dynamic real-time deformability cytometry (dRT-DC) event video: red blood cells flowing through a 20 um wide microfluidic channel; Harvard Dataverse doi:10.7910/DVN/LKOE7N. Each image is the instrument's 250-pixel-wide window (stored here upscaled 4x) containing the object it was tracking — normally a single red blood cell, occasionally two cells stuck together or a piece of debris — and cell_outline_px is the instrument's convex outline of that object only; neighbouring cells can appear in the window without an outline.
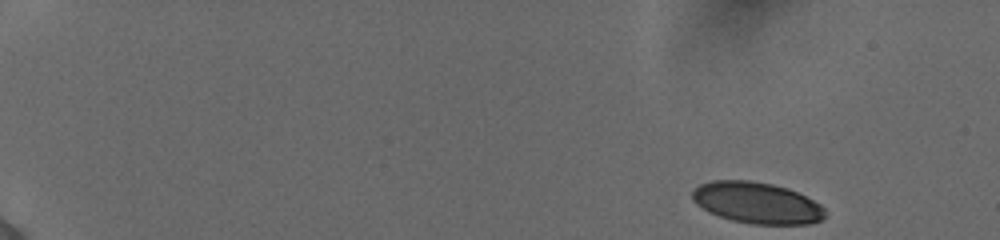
{"species": "human", "species_latin": "Homo sapiens", "temperature_condition": "cold", "stored_images_in_passage": 50, "camera_frame_rate_fps": 3000, "um_per_image_px": 0.085, "donor": {"sex": "female"}, "frame": {"image": 1, "passage_image": 1, "time_ms": 0.0, "image_size_px": [1000, 240], "cell_outline_px": [[828, 216], [820, 220], [808, 224], [752, 224], [732, 220], [708, 212], [696, 204], [692, 200], [692, 192], [700, 184], [712, 180], [748, 180], [772, 184], [788, 188], [820, 204], [824, 208]], "centroid_in_image_um": [64.33, 17.24], "position_along_channel_um": 20.7, "area_um2": 31.96}}
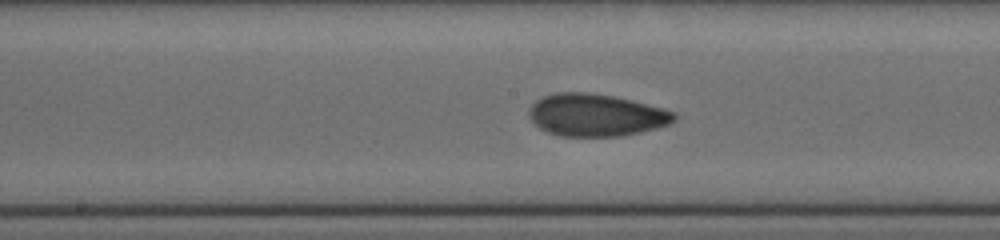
{"frame": {"image": 2, "passage_image": 27, "time_ms": 8.667, "image_size_px": [1000, 240], "cell_outline_px": [[676, 120], [668, 124], [656, 128], [640, 132], [620, 136], [560, 136], [548, 132], [540, 128], [528, 116], [528, 108], [536, 100], [544, 96], [556, 92], [588, 92], [612, 96], [632, 100], [664, 108], [676, 112]], "centroid_in_image_um": [50.66, 9.77], "position_along_channel_um": 197.5, "area_um2": 35.89}}
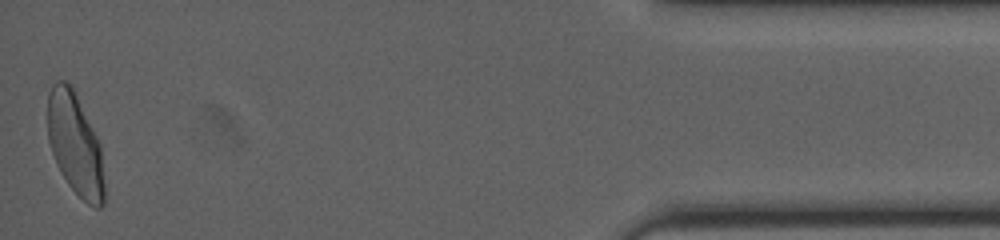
{"frame": {"image": 3, "passage_image": 50, "time_ms": 16.333, "image_size_px": [1000, 240], "cell_outline_px": [[104, 204], [100, 208], [96, 208], [88, 204], [68, 184], [56, 164], [48, 140], [48, 92], [52, 84], [56, 80], [64, 80], [72, 88], [100, 144], [104, 184]], "centroid_in_image_um": [6.37, 12.28], "position_along_channel_um": 428.8, "area_um2": 33.18}, "authors_computed_cell_mechanics": {"area_um2": 34.102, "velocity_mm_per_s": 3.8707, "shape_relaxation_time_tau1_ms": 6.7063, "shape_relaxation_time_tau2_ms": 1.4065, "deformation_change_tau1": 0.1684, "deformation_change_tau2": 0.0676}}